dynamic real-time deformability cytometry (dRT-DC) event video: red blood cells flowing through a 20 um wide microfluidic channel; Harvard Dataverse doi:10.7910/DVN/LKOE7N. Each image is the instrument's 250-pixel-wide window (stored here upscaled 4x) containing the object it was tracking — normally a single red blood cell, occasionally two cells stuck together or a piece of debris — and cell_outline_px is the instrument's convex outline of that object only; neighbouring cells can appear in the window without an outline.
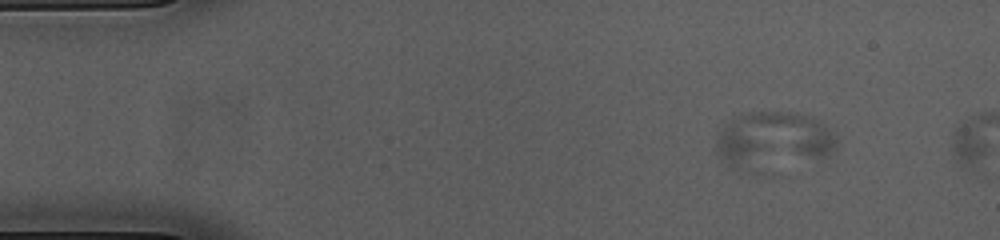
{"species": "common noctule bat (a hibernating species)", "species_latin": "Nyctalus noctula", "temperature_condition": "cold", "stored_images_in_passage": 5, "segment_of_instrument_passage": [1, 2], "camera_frame_rate_fps": 3000, "um_per_image_px": 0.085, "animal": {"sex": "female", "body_mass_g": 23.0, "forearm_length_mm": 53.4}, "frame": {"image": 1, "passage_image": 1, "time_ms": 0.0, "image_size_px": [1000, 240], "cell_outline_px": [[836, 148], [828, 156], [736, 168], [728, 164], [716, 156], [716, 140], [724, 124], [736, 116], [744, 112], [796, 112], [820, 120], [836, 132]], "centroid_in_image_um": [65.73, 11.81], "position_along_channel_um": 19.3, "area_um2": 38.55}}